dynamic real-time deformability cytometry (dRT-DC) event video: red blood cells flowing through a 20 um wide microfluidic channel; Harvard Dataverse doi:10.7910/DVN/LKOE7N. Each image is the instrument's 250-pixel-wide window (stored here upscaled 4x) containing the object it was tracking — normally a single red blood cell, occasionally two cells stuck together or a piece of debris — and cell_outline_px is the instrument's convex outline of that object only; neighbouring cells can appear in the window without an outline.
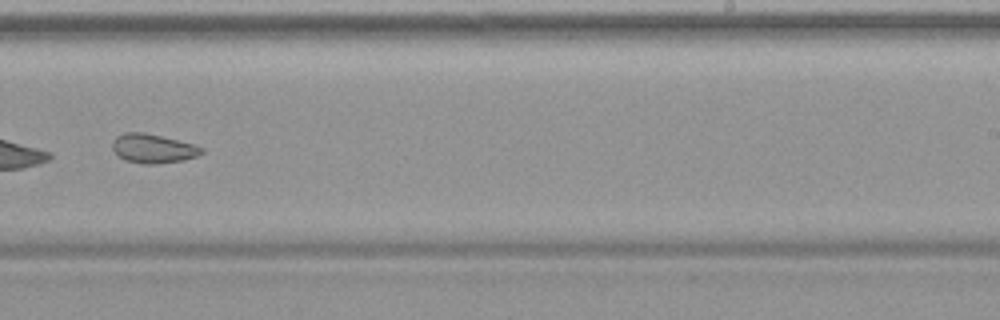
{"species": "common noctule bat (a hibernating species)", "species_latin": "Nyctalus noctula", "temperature_condition": "warm", "stored_images_in_passage": 36, "camera_frame_rate_fps": 3000, "um_per_image_px": 0.085, "animal": {"sex": "female", "body_mass_g": 19.9}, "frame": {"image": 1, "passage_image": 21, "time_ms": 6.667, "image_size_px": [1000, 320], "cell_outline_px": [[204, 152], [196, 156], [184, 160], [156, 164], [144, 164], [124, 160], [112, 148], [112, 140], [116, 136], [124, 132], [144, 132], [196, 144], [204, 148]], "centroid_in_image_um": [13.02, 12.61], "position_along_channel_um": 276.0, "area_um2": 15.26}}